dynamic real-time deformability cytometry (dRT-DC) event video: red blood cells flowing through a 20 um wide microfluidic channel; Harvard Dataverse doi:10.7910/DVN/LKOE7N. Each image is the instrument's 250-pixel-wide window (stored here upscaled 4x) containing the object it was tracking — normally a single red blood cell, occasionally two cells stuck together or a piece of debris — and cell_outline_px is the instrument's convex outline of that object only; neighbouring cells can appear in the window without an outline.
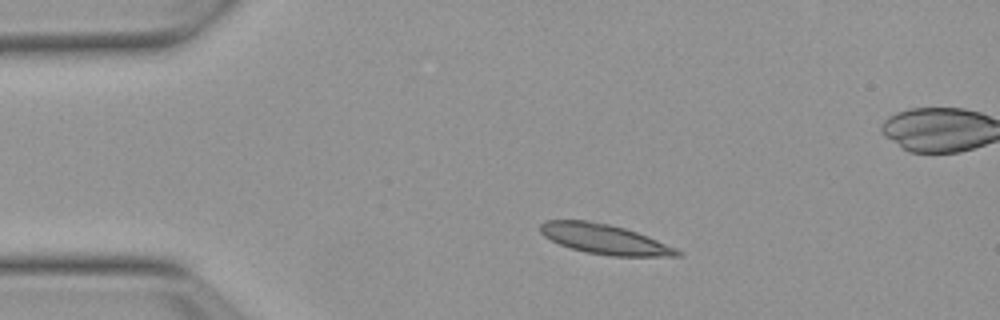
{"species": "Egyptian fruit bat (a non-hibernating species)", "species_latin": "Rousettus aegyptiacus", "temperature_condition": "warm", "stored_images_in_passage": 21, "camera_frame_rate_fps": 3000, "um_per_image_px": 0.085, "animal": {"sex": "female"}, "frame": {"image": 1, "passage_image": 1, "time_ms": 0.0, "image_size_px": [1000, 320], "cell_outline_px": [[684, 256], [612, 256], [584, 252], [560, 244], [544, 236], [540, 232], [540, 224], [544, 220], [588, 220], [608, 224], [624, 228], [648, 236], [676, 248], [684, 252]], "centroid_in_image_um": [51.41, 20.33], "position_along_channel_um": 33.6, "area_um2": 23.87}}
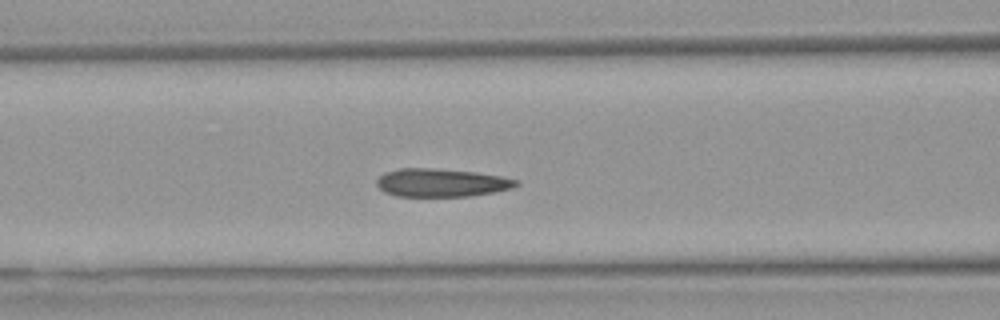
{"frame": {"image": 2, "passage_image": 12, "time_ms": 3.667, "image_size_px": [1000, 320], "cell_outline_px": [[520, 184], [512, 188], [472, 196], [396, 196], [384, 192], [376, 184], [376, 180], [384, 172], [400, 168], [428, 168], [472, 172], [500, 176], [520, 180]], "centroid_in_image_um": [37.5, 15.53], "position_along_channel_um": 129.1, "area_um2": 22.77}}
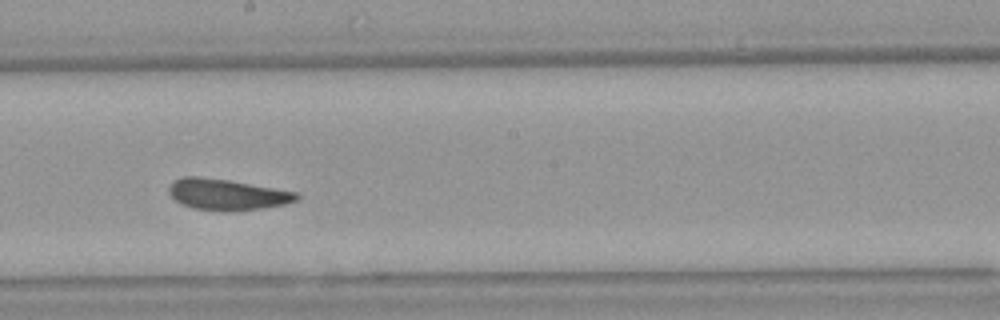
{"frame": {"image": 3, "passage_image": 20, "time_ms": 6.333, "image_size_px": [1000, 320], "cell_outline_px": [[300, 196], [296, 200], [284, 204], [260, 208], [228, 212], [220, 212], [192, 208], [176, 200], [168, 192], [168, 188], [176, 180], [184, 176], [196, 176], [228, 180], [296, 192]], "centroid_in_image_um": [19.27, 16.54], "position_along_channel_um": 228.9, "area_um2": 22.83}}